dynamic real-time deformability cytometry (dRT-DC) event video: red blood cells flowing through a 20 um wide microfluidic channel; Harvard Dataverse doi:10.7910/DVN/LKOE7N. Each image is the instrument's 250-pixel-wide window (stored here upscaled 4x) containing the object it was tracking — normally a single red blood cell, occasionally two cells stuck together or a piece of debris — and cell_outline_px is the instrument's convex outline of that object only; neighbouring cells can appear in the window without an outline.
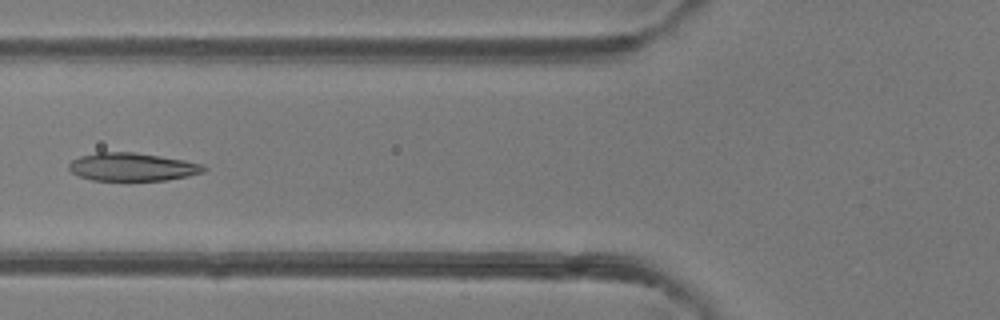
{"species": "common noctule bat (a hibernating species)", "species_latin": "Nyctalus noctula", "temperature_condition": "room temperature", "stored_images_in_passage": 47, "camera_frame_rate_fps": 3000, "um_per_image_px": 0.085, "animal": {"sex": "female"}, "frame": {"image": 1, "passage_image": 17, "time_ms": 5.333, "image_size_px": [1000, 320], "cell_outline_px": [[208, 168], [204, 172], [188, 176], [164, 180], [92, 180], [80, 176], [72, 172], [68, 168], [68, 164], [72, 160], [80, 156], [96, 152], [132, 152], [160, 156], [184, 160], [204, 164]], "centroid_in_image_um": [11.26, 14.18], "position_along_channel_um": 114.5, "area_um2": 22.02}}
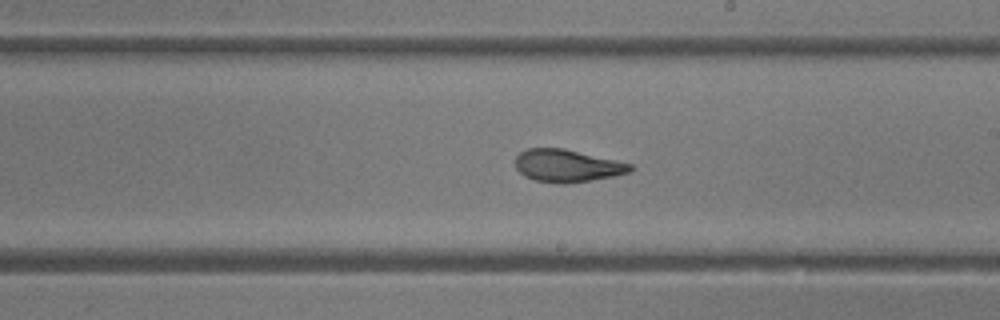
{"frame": {"image": 2, "passage_image": 26, "time_ms": 8.333, "image_size_px": [1000, 320], "cell_outline_px": [[636, 168], [628, 172], [616, 176], [592, 180], [564, 184], [556, 184], [536, 180], [524, 176], [516, 168], [516, 156], [520, 152], [528, 148], [564, 148], [616, 160], [632, 164]], "centroid_in_image_um": [48.23, 14.09], "position_along_channel_um": 240.8, "area_um2": 21.91}}
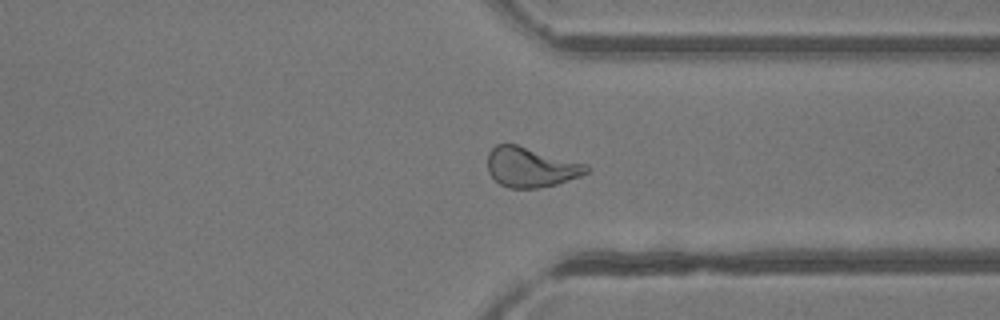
{"frame": {"image": 3, "passage_image": 35, "time_ms": 11.333, "image_size_px": [1000, 320], "cell_outline_px": [[588, 172], [580, 176], [556, 184], [540, 188], [508, 188], [500, 184], [488, 172], [488, 152], [496, 144], [516, 144], [588, 164]], "centroid_in_image_um": [45.12, 14.21], "position_along_channel_um": 366.3, "area_um2": 22.95}, "authors_computed_cell_mechanics": {"area_um2": 23.2356, "velocity_mm_per_s": 4.204, "shape_relaxation_time_tau1_ms": 8.6589, "shape_relaxation_time_tau2_ms": 1.2434, "deformation_change_tau1": 0.2593, "deformation_change_tau2": 0.0784}}